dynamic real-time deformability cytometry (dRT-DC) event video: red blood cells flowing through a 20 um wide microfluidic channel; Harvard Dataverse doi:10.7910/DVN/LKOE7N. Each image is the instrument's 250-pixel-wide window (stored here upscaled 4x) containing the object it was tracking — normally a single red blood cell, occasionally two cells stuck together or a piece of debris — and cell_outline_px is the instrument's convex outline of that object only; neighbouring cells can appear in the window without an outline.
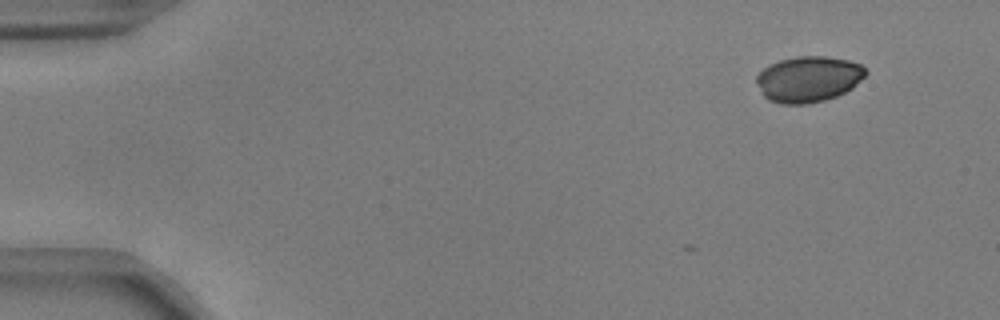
{"species": "common noctule bat (a hibernating species)", "species_latin": "Nyctalus noctula", "temperature_condition": "warm", "stored_images_in_passage": 2, "camera_frame_rate_fps": 3000, "um_per_image_px": 0.085, "animal": {"sex": "male", "body_mass_g": 17.9, "forearm_length_mm": 54.2}, "frame": {"image": 1, "passage_image": 2, "time_ms": 0.333, "image_size_px": [1000, 320], "cell_outline_px": [[868, 72], [852, 88], [836, 96], [824, 100], [808, 104], [780, 104], [768, 100], [764, 96], [756, 80], [756, 76], [768, 64], [780, 60], [796, 56], [824, 56], [848, 60], [860, 64]], "centroid_in_image_um": [68.7, 6.72], "position_along_channel_um": 16.3, "area_um2": 29.13}}